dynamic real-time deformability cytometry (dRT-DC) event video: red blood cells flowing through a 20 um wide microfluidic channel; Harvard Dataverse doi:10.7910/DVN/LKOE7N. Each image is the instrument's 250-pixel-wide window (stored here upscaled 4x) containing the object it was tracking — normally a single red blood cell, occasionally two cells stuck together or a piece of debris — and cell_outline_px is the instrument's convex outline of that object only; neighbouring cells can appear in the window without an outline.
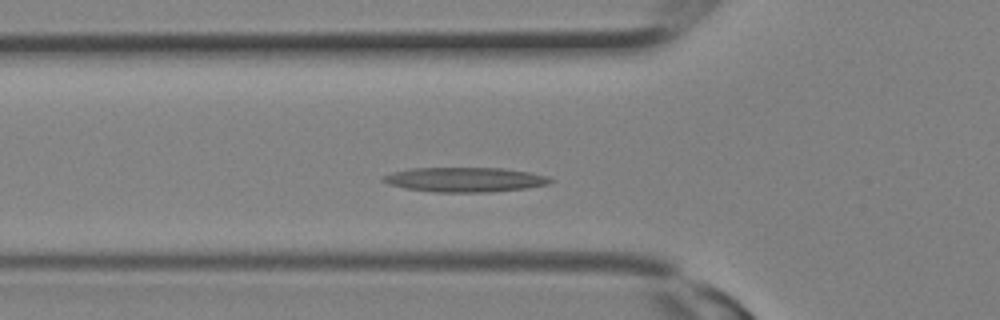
{"species": "Egyptian fruit bat (a non-hibernating species)", "species_latin": "Rousettus aegyptiacus", "temperature_condition": "room temperature", "stored_images_in_passage": 11, "camera_frame_rate_fps": 3000, "um_per_image_px": 0.085, "animal": {"sex": "female"}, "frame": {"image": 1, "passage_image": 7, "time_ms": 2.0, "image_size_px": [1000, 320], "cell_outline_px": [[556, 180], [548, 184], [524, 188], [488, 192], [432, 192], [404, 188], [388, 184], [380, 180], [380, 176], [392, 172], [412, 168], [500, 168], [528, 172], [548, 176]], "centroid_in_image_um": [39.46, 15.27], "position_along_channel_um": 86.3, "area_um2": 24.04}}
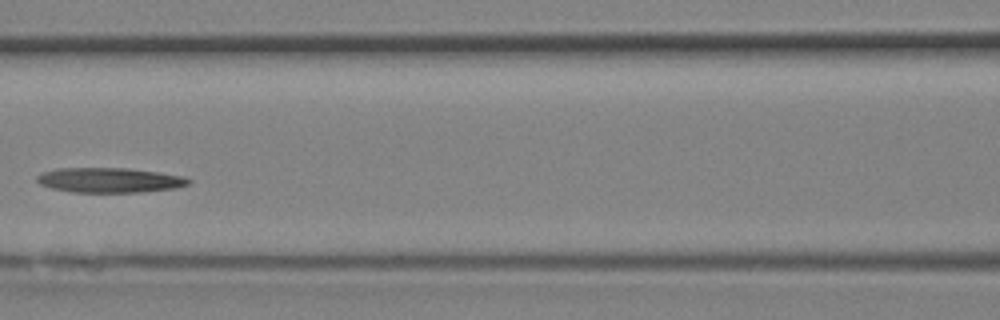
{"frame": {"image": 2, "passage_image": 10, "time_ms": 3.0, "image_size_px": [1000, 320], "cell_outline_px": [[192, 180], [188, 184], [176, 188], [140, 192], [72, 192], [52, 188], [40, 184], [36, 180], [36, 176], [44, 172], [56, 168], [124, 168], [156, 172], [184, 176]], "centroid_in_image_um": [9.3, 15.31], "position_along_channel_um": 157.3, "area_um2": 21.85}}